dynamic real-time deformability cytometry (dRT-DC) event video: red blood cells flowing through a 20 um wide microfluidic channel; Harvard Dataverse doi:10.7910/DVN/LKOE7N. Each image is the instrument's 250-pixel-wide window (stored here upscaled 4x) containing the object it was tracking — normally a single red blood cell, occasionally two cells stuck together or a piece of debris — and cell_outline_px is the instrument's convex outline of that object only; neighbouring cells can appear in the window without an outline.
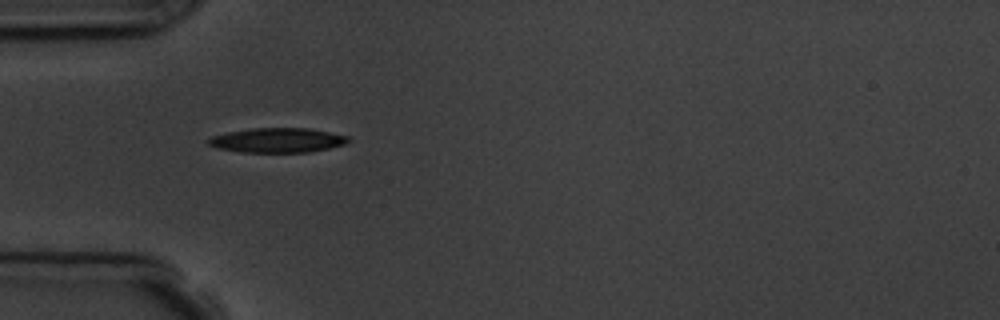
{"species": "common noctule bat (a hibernating species)", "species_latin": "Nyctalus noctula", "temperature_condition": "room temperature", "stored_images_in_passage": 3, "camera_frame_rate_fps": 3000, "um_per_image_px": 0.085, "animal": {"sex": "male", "body_mass_g": 19.5, "forearm_length_mm": 54.6}, "frame": {"image": 1, "passage_image": 1, "time_ms": 0.0, "image_size_px": [1000, 320], "cell_outline_px": [[352, 140], [344, 144], [328, 148], [308, 152], [240, 152], [216, 148], [208, 144], [204, 140], [212, 136], [228, 132], [252, 128], [308, 128], [348, 136]], "centroid_in_image_um": [23.54, 11.92], "position_along_channel_um": 61.5, "area_um2": 20.06}}